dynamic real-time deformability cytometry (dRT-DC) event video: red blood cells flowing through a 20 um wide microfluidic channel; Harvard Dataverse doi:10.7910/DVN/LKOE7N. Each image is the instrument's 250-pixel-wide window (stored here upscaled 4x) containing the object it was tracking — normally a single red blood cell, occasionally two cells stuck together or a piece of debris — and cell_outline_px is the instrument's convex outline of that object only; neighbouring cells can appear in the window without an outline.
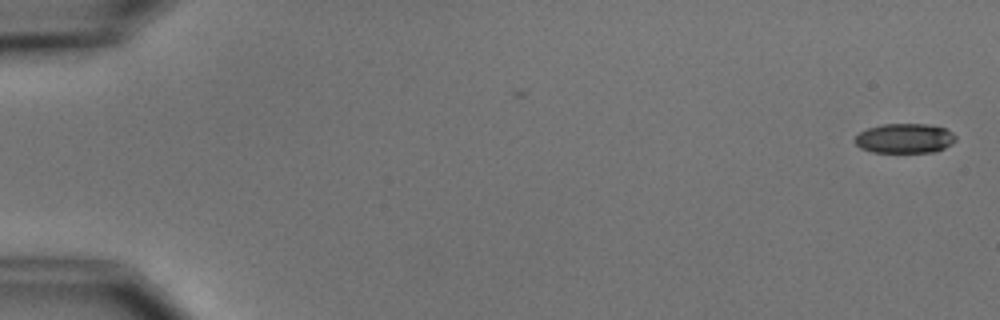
{"species": "common noctule bat (a hibernating species)", "species_latin": "Nyctalus noctula", "temperature_condition": "cold", "stored_images_in_passage": 2, "camera_frame_rate_fps": 3000, "um_per_image_px": 0.085, "animal": {"sex": "male", "body_mass_g": 15.6}, "frame": {"image": 1, "passage_image": 2, "time_ms": 1.333, "image_size_px": [1000, 320], "cell_outline_px": [[956, 140], [952, 144], [936, 152], [872, 152], [860, 148], [852, 140], [860, 132], [868, 128], [884, 124], [928, 124], [944, 128], [952, 132], [956, 136]], "centroid_in_image_um": [76.9, 11.76], "position_along_channel_um": 8.1, "area_um2": 17.51}}